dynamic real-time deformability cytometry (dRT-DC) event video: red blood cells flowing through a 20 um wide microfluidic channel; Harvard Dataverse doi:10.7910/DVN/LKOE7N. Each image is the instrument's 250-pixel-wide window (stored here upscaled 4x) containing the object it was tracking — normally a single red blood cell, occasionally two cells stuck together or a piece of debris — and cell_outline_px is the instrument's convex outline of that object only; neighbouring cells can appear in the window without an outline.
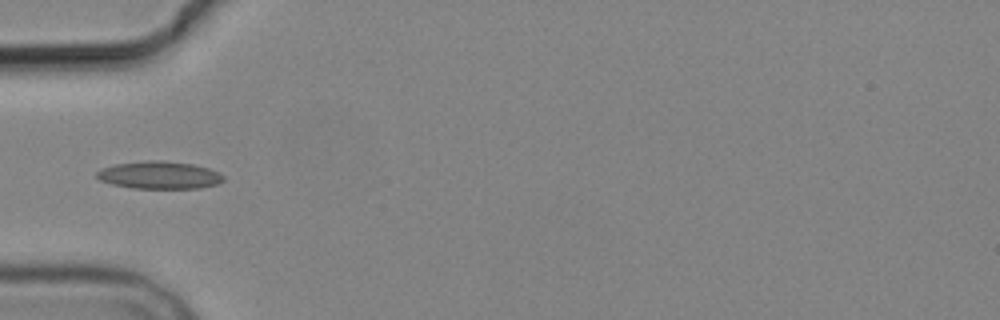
{"species": "common noctule bat (a hibernating species)", "species_latin": "Nyctalus noctula", "temperature_condition": "cold", "stored_images_in_passage": 5, "camera_frame_rate_fps": 3000, "um_per_image_px": 0.085, "animal": {"sex": "male", "body_mass_g": 19.2, "forearm_length_mm": 51.8}, "frame": {"image": 1, "passage_image": 5, "time_ms": 4.667, "image_size_px": [1000, 320], "cell_outline_px": [[224, 180], [216, 184], [200, 188], [132, 188], [112, 184], [100, 180], [96, 176], [96, 172], [100, 168], [116, 164], [148, 160], [156, 160], [192, 164], [208, 168], [224, 176]], "centroid_in_image_um": [13.51, 14.88], "position_along_channel_um": 71.5, "area_um2": 20.17}}